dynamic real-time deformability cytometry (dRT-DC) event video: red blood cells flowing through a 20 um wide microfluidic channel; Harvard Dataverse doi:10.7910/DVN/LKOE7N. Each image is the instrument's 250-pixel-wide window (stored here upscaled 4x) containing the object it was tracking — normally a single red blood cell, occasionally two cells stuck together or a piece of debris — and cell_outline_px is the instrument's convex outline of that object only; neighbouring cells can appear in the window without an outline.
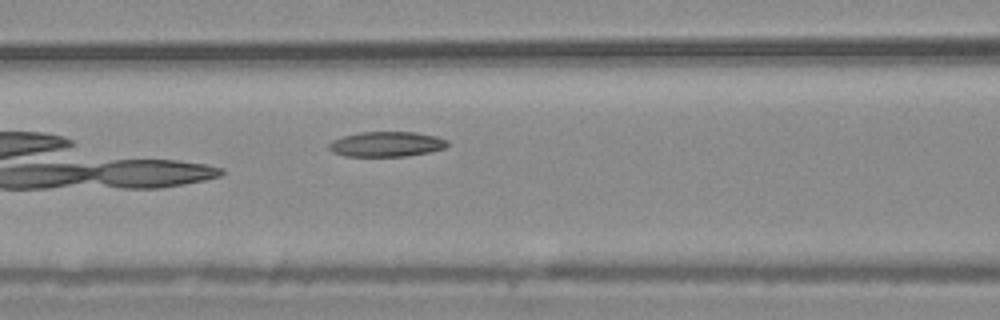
{"species": "common noctule bat (a hibernating species)", "species_latin": "Nyctalus noctula", "temperature_condition": "warm", "stored_images_in_passage": 21, "camera_frame_rate_fps": 3000, "um_per_image_px": 0.085, "animal": {"sex": "male", "body_mass_g": 20.4}, "frame": {"image": 1, "passage_image": 7, "time_ms": 2.0, "image_size_px": [1000, 320], "cell_outline_px": [[448, 148], [408, 156], [344, 156], [332, 152], [328, 148], [328, 144], [332, 140], [344, 136], [360, 132], [416, 132], [436, 136], [448, 140]], "centroid_in_image_um": [32.87, 12.25], "position_along_channel_um": 133.7, "area_um2": 17.46}}
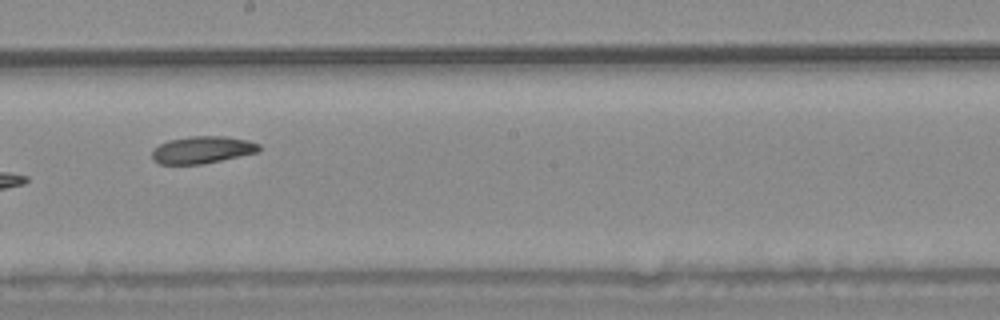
{"frame": {"image": 2, "passage_image": 15, "time_ms": 4.667, "image_size_px": [1000, 320], "cell_outline_px": [[260, 148], [256, 152], [204, 164], [160, 164], [152, 160], [152, 148], [168, 140], [192, 136], [224, 136], [248, 140], [260, 144]], "centroid_in_image_um": [17.15, 12.73], "position_along_channel_um": 231.0, "area_um2": 16.94}}